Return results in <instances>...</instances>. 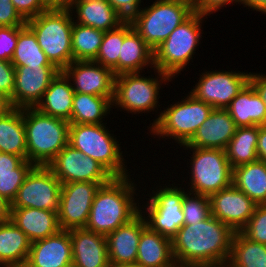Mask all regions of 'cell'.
Listing matches in <instances>:
<instances>
[{
    "instance_id": "cell-1",
    "label": "cell",
    "mask_w": 266,
    "mask_h": 267,
    "mask_svg": "<svg viewBox=\"0 0 266 267\" xmlns=\"http://www.w3.org/2000/svg\"><path fill=\"white\" fill-rule=\"evenodd\" d=\"M235 231L214 216L184 224L172 240L176 263L184 267H225Z\"/></svg>"
},
{
    "instance_id": "cell-2",
    "label": "cell",
    "mask_w": 266,
    "mask_h": 267,
    "mask_svg": "<svg viewBox=\"0 0 266 267\" xmlns=\"http://www.w3.org/2000/svg\"><path fill=\"white\" fill-rule=\"evenodd\" d=\"M130 176L114 177L100 186L92 202L85 229L106 237L140 213L141 203L138 199L143 200L137 193L138 183Z\"/></svg>"
},
{
    "instance_id": "cell-3",
    "label": "cell",
    "mask_w": 266,
    "mask_h": 267,
    "mask_svg": "<svg viewBox=\"0 0 266 267\" xmlns=\"http://www.w3.org/2000/svg\"><path fill=\"white\" fill-rule=\"evenodd\" d=\"M27 160L47 166L68 144L70 122L41 113L36 108H23Z\"/></svg>"
},
{
    "instance_id": "cell-4",
    "label": "cell",
    "mask_w": 266,
    "mask_h": 267,
    "mask_svg": "<svg viewBox=\"0 0 266 267\" xmlns=\"http://www.w3.org/2000/svg\"><path fill=\"white\" fill-rule=\"evenodd\" d=\"M73 22L69 9H47L26 21L50 63L60 71L73 62Z\"/></svg>"
},
{
    "instance_id": "cell-5",
    "label": "cell",
    "mask_w": 266,
    "mask_h": 267,
    "mask_svg": "<svg viewBox=\"0 0 266 267\" xmlns=\"http://www.w3.org/2000/svg\"><path fill=\"white\" fill-rule=\"evenodd\" d=\"M103 124H70L68 144L80 150L103 165L114 177H126L128 172L127 160L121 148V142ZM107 126V127H106ZM120 142V144H119ZM123 154V155H122Z\"/></svg>"
},
{
    "instance_id": "cell-6",
    "label": "cell",
    "mask_w": 266,
    "mask_h": 267,
    "mask_svg": "<svg viewBox=\"0 0 266 267\" xmlns=\"http://www.w3.org/2000/svg\"><path fill=\"white\" fill-rule=\"evenodd\" d=\"M155 77L151 75L145 77L141 72L122 73L116 75L114 86V97L112 101V108H117V111H126L127 113L142 114L156 111L157 117L153 119L152 125L157 121L160 115L159 98L162 84L168 85L173 79L153 68ZM159 111H157V110ZM159 113V115H158Z\"/></svg>"
},
{
    "instance_id": "cell-7",
    "label": "cell",
    "mask_w": 266,
    "mask_h": 267,
    "mask_svg": "<svg viewBox=\"0 0 266 267\" xmlns=\"http://www.w3.org/2000/svg\"><path fill=\"white\" fill-rule=\"evenodd\" d=\"M205 15L194 11L154 50V67L172 79L181 75L205 37L201 30Z\"/></svg>"
},
{
    "instance_id": "cell-8",
    "label": "cell",
    "mask_w": 266,
    "mask_h": 267,
    "mask_svg": "<svg viewBox=\"0 0 266 267\" xmlns=\"http://www.w3.org/2000/svg\"><path fill=\"white\" fill-rule=\"evenodd\" d=\"M160 112L157 121L149 124V133L154 138L172 139L179 146L187 144L198 128L214 109L188 92L179 101L172 102ZM151 125V126H150ZM155 135V136H154ZM167 137V138H166Z\"/></svg>"
},
{
    "instance_id": "cell-9",
    "label": "cell",
    "mask_w": 266,
    "mask_h": 267,
    "mask_svg": "<svg viewBox=\"0 0 266 267\" xmlns=\"http://www.w3.org/2000/svg\"><path fill=\"white\" fill-rule=\"evenodd\" d=\"M129 21L154 51L193 12V0H154Z\"/></svg>"
},
{
    "instance_id": "cell-10",
    "label": "cell",
    "mask_w": 266,
    "mask_h": 267,
    "mask_svg": "<svg viewBox=\"0 0 266 267\" xmlns=\"http://www.w3.org/2000/svg\"><path fill=\"white\" fill-rule=\"evenodd\" d=\"M192 155L187 163L189 175V192L210 196L232 184L233 169L223 149L183 147ZM190 163V164H189ZM188 165H190L188 167ZM190 171V172H189Z\"/></svg>"
},
{
    "instance_id": "cell-11",
    "label": "cell",
    "mask_w": 266,
    "mask_h": 267,
    "mask_svg": "<svg viewBox=\"0 0 266 267\" xmlns=\"http://www.w3.org/2000/svg\"><path fill=\"white\" fill-rule=\"evenodd\" d=\"M160 183L159 181V186L157 185L152 190V194L149 191L150 195H147L150 198L143 197L148 202L144 201V204L142 202L140 214L144 217L146 225L151 230L172 239L184 225L182 203L188 190L185 187L182 188L183 182L182 184H176V182L170 184L168 182V186L166 184L161 186ZM173 184H176V186ZM158 187L159 189H157Z\"/></svg>"
},
{
    "instance_id": "cell-12",
    "label": "cell",
    "mask_w": 266,
    "mask_h": 267,
    "mask_svg": "<svg viewBox=\"0 0 266 267\" xmlns=\"http://www.w3.org/2000/svg\"><path fill=\"white\" fill-rule=\"evenodd\" d=\"M61 182L48 166L35 165L19 188L11 208L59 212Z\"/></svg>"
},
{
    "instance_id": "cell-13",
    "label": "cell",
    "mask_w": 266,
    "mask_h": 267,
    "mask_svg": "<svg viewBox=\"0 0 266 267\" xmlns=\"http://www.w3.org/2000/svg\"><path fill=\"white\" fill-rule=\"evenodd\" d=\"M201 74L189 93L213 108L220 109H226L250 79L248 71L219 69L204 70Z\"/></svg>"
},
{
    "instance_id": "cell-14",
    "label": "cell",
    "mask_w": 266,
    "mask_h": 267,
    "mask_svg": "<svg viewBox=\"0 0 266 267\" xmlns=\"http://www.w3.org/2000/svg\"><path fill=\"white\" fill-rule=\"evenodd\" d=\"M61 184L94 182L101 186L114 176L98 161L67 144L47 165Z\"/></svg>"
},
{
    "instance_id": "cell-15",
    "label": "cell",
    "mask_w": 266,
    "mask_h": 267,
    "mask_svg": "<svg viewBox=\"0 0 266 267\" xmlns=\"http://www.w3.org/2000/svg\"><path fill=\"white\" fill-rule=\"evenodd\" d=\"M99 183L61 184L58 221L61 230L85 228Z\"/></svg>"
},
{
    "instance_id": "cell-16",
    "label": "cell",
    "mask_w": 266,
    "mask_h": 267,
    "mask_svg": "<svg viewBox=\"0 0 266 267\" xmlns=\"http://www.w3.org/2000/svg\"><path fill=\"white\" fill-rule=\"evenodd\" d=\"M63 72L75 92L104 96L113 101L116 75L112 69L95 61H73Z\"/></svg>"
},
{
    "instance_id": "cell-17",
    "label": "cell",
    "mask_w": 266,
    "mask_h": 267,
    "mask_svg": "<svg viewBox=\"0 0 266 267\" xmlns=\"http://www.w3.org/2000/svg\"><path fill=\"white\" fill-rule=\"evenodd\" d=\"M211 215L240 232L257 204L233 184L209 196Z\"/></svg>"
},
{
    "instance_id": "cell-18",
    "label": "cell",
    "mask_w": 266,
    "mask_h": 267,
    "mask_svg": "<svg viewBox=\"0 0 266 267\" xmlns=\"http://www.w3.org/2000/svg\"><path fill=\"white\" fill-rule=\"evenodd\" d=\"M55 66L15 67L13 95L10 98L15 108H35L52 79L59 73Z\"/></svg>"
},
{
    "instance_id": "cell-19",
    "label": "cell",
    "mask_w": 266,
    "mask_h": 267,
    "mask_svg": "<svg viewBox=\"0 0 266 267\" xmlns=\"http://www.w3.org/2000/svg\"><path fill=\"white\" fill-rule=\"evenodd\" d=\"M146 226L144 217L139 213L129 223L106 236L110 265L135 266L140 235Z\"/></svg>"
},
{
    "instance_id": "cell-20",
    "label": "cell",
    "mask_w": 266,
    "mask_h": 267,
    "mask_svg": "<svg viewBox=\"0 0 266 267\" xmlns=\"http://www.w3.org/2000/svg\"><path fill=\"white\" fill-rule=\"evenodd\" d=\"M73 262L70 230L31 243L24 267H66Z\"/></svg>"
},
{
    "instance_id": "cell-21",
    "label": "cell",
    "mask_w": 266,
    "mask_h": 267,
    "mask_svg": "<svg viewBox=\"0 0 266 267\" xmlns=\"http://www.w3.org/2000/svg\"><path fill=\"white\" fill-rule=\"evenodd\" d=\"M237 126L227 109L214 108L193 138L181 147L225 150Z\"/></svg>"
},
{
    "instance_id": "cell-22",
    "label": "cell",
    "mask_w": 266,
    "mask_h": 267,
    "mask_svg": "<svg viewBox=\"0 0 266 267\" xmlns=\"http://www.w3.org/2000/svg\"><path fill=\"white\" fill-rule=\"evenodd\" d=\"M75 267H110L106 237L85 228L70 230Z\"/></svg>"
},
{
    "instance_id": "cell-23",
    "label": "cell",
    "mask_w": 266,
    "mask_h": 267,
    "mask_svg": "<svg viewBox=\"0 0 266 267\" xmlns=\"http://www.w3.org/2000/svg\"><path fill=\"white\" fill-rule=\"evenodd\" d=\"M154 68V51L133 29L129 20L124 21V40L118 61V75L145 72Z\"/></svg>"
},
{
    "instance_id": "cell-24",
    "label": "cell",
    "mask_w": 266,
    "mask_h": 267,
    "mask_svg": "<svg viewBox=\"0 0 266 267\" xmlns=\"http://www.w3.org/2000/svg\"><path fill=\"white\" fill-rule=\"evenodd\" d=\"M10 220L33 243L58 233L61 228L58 213L36 208H11Z\"/></svg>"
},
{
    "instance_id": "cell-25",
    "label": "cell",
    "mask_w": 266,
    "mask_h": 267,
    "mask_svg": "<svg viewBox=\"0 0 266 267\" xmlns=\"http://www.w3.org/2000/svg\"><path fill=\"white\" fill-rule=\"evenodd\" d=\"M69 10L75 23L104 32L117 28L125 21L108 0H76Z\"/></svg>"
},
{
    "instance_id": "cell-26",
    "label": "cell",
    "mask_w": 266,
    "mask_h": 267,
    "mask_svg": "<svg viewBox=\"0 0 266 267\" xmlns=\"http://www.w3.org/2000/svg\"><path fill=\"white\" fill-rule=\"evenodd\" d=\"M74 93L69 78L63 71H59L35 108L43 114L69 122Z\"/></svg>"
},
{
    "instance_id": "cell-27",
    "label": "cell",
    "mask_w": 266,
    "mask_h": 267,
    "mask_svg": "<svg viewBox=\"0 0 266 267\" xmlns=\"http://www.w3.org/2000/svg\"><path fill=\"white\" fill-rule=\"evenodd\" d=\"M175 263L172 240L146 226L140 235L136 267H169Z\"/></svg>"
},
{
    "instance_id": "cell-28",
    "label": "cell",
    "mask_w": 266,
    "mask_h": 267,
    "mask_svg": "<svg viewBox=\"0 0 266 267\" xmlns=\"http://www.w3.org/2000/svg\"><path fill=\"white\" fill-rule=\"evenodd\" d=\"M237 127L266 125V105L248 83L226 108Z\"/></svg>"
},
{
    "instance_id": "cell-29",
    "label": "cell",
    "mask_w": 266,
    "mask_h": 267,
    "mask_svg": "<svg viewBox=\"0 0 266 267\" xmlns=\"http://www.w3.org/2000/svg\"><path fill=\"white\" fill-rule=\"evenodd\" d=\"M31 242L11 220L0 224V267H24Z\"/></svg>"
},
{
    "instance_id": "cell-30",
    "label": "cell",
    "mask_w": 266,
    "mask_h": 267,
    "mask_svg": "<svg viewBox=\"0 0 266 267\" xmlns=\"http://www.w3.org/2000/svg\"><path fill=\"white\" fill-rule=\"evenodd\" d=\"M232 184L257 205L266 204V163L257 160L233 168Z\"/></svg>"
},
{
    "instance_id": "cell-31",
    "label": "cell",
    "mask_w": 266,
    "mask_h": 267,
    "mask_svg": "<svg viewBox=\"0 0 266 267\" xmlns=\"http://www.w3.org/2000/svg\"><path fill=\"white\" fill-rule=\"evenodd\" d=\"M0 152L20 156L27 160L23 109L14 107L0 117Z\"/></svg>"
},
{
    "instance_id": "cell-32",
    "label": "cell",
    "mask_w": 266,
    "mask_h": 267,
    "mask_svg": "<svg viewBox=\"0 0 266 267\" xmlns=\"http://www.w3.org/2000/svg\"><path fill=\"white\" fill-rule=\"evenodd\" d=\"M108 97L74 93L70 124H103L113 110ZM104 118V119H103Z\"/></svg>"
},
{
    "instance_id": "cell-33",
    "label": "cell",
    "mask_w": 266,
    "mask_h": 267,
    "mask_svg": "<svg viewBox=\"0 0 266 267\" xmlns=\"http://www.w3.org/2000/svg\"><path fill=\"white\" fill-rule=\"evenodd\" d=\"M259 126L237 127L225 153L231 168L258 160L257 142Z\"/></svg>"
},
{
    "instance_id": "cell-34",
    "label": "cell",
    "mask_w": 266,
    "mask_h": 267,
    "mask_svg": "<svg viewBox=\"0 0 266 267\" xmlns=\"http://www.w3.org/2000/svg\"><path fill=\"white\" fill-rule=\"evenodd\" d=\"M225 267H266V245L235 232L229 260Z\"/></svg>"
},
{
    "instance_id": "cell-35",
    "label": "cell",
    "mask_w": 266,
    "mask_h": 267,
    "mask_svg": "<svg viewBox=\"0 0 266 267\" xmlns=\"http://www.w3.org/2000/svg\"><path fill=\"white\" fill-rule=\"evenodd\" d=\"M11 63L14 67L54 66L39 46L35 34L25 26L18 34L17 46Z\"/></svg>"
},
{
    "instance_id": "cell-36",
    "label": "cell",
    "mask_w": 266,
    "mask_h": 267,
    "mask_svg": "<svg viewBox=\"0 0 266 267\" xmlns=\"http://www.w3.org/2000/svg\"><path fill=\"white\" fill-rule=\"evenodd\" d=\"M104 31L73 22V61H93L99 52Z\"/></svg>"
},
{
    "instance_id": "cell-37",
    "label": "cell",
    "mask_w": 266,
    "mask_h": 267,
    "mask_svg": "<svg viewBox=\"0 0 266 267\" xmlns=\"http://www.w3.org/2000/svg\"><path fill=\"white\" fill-rule=\"evenodd\" d=\"M124 40V22L117 28L104 32L97 57L93 60L113 70L118 75V61Z\"/></svg>"
},
{
    "instance_id": "cell-38",
    "label": "cell",
    "mask_w": 266,
    "mask_h": 267,
    "mask_svg": "<svg viewBox=\"0 0 266 267\" xmlns=\"http://www.w3.org/2000/svg\"><path fill=\"white\" fill-rule=\"evenodd\" d=\"M184 224L201 222L211 215L209 196L187 191L182 203Z\"/></svg>"
},
{
    "instance_id": "cell-39",
    "label": "cell",
    "mask_w": 266,
    "mask_h": 267,
    "mask_svg": "<svg viewBox=\"0 0 266 267\" xmlns=\"http://www.w3.org/2000/svg\"><path fill=\"white\" fill-rule=\"evenodd\" d=\"M35 165L24 160L14 173L0 174V197L12 203L26 176Z\"/></svg>"
},
{
    "instance_id": "cell-40",
    "label": "cell",
    "mask_w": 266,
    "mask_h": 267,
    "mask_svg": "<svg viewBox=\"0 0 266 267\" xmlns=\"http://www.w3.org/2000/svg\"><path fill=\"white\" fill-rule=\"evenodd\" d=\"M241 232L254 242L266 245V204L257 205Z\"/></svg>"
},
{
    "instance_id": "cell-41",
    "label": "cell",
    "mask_w": 266,
    "mask_h": 267,
    "mask_svg": "<svg viewBox=\"0 0 266 267\" xmlns=\"http://www.w3.org/2000/svg\"><path fill=\"white\" fill-rule=\"evenodd\" d=\"M24 27H0V59L11 61L17 46L18 34Z\"/></svg>"
},
{
    "instance_id": "cell-42",
    "label": "cell",
    "mask_w": 266,
    "mask_h": 267,
    "mask_svg": "<svg viewBox=\"0 0 266 267\" xmlns=\"http://www.w3.org/2000/svg\"><path fill=\"white\" fill-rule=\"evenodd\" d=\"M26 26L11 0H0V27Z\"/></svg>"
},
{
    "instance_id": "cell-43",
    "label": "cell",
    "mask_w": 266,
    "mask_h": 267,
    "mask_svg": "<svg viewBox=\"0 0 266 267\" xmlns=\"http://www.w3.org/2000/svg\"><path fill=\"white\" fill-rule=\"evenodd\" d=\"M11 2L25 21L47 10L43 0H11Z\"/></svg>"
},
{
    "instance_id": "cell-44",
    "label": "cell",
    "mask_w": 266,
    "mask_h": 267,
    "mask_svg": "<svg viewBox=\"0 0 266 267\" xmlns=\"http://www.w3.org/2000/svg\"><path fill=\"white\" fill-rule=\"evenodd\" d=\"M15 67L11 61L0 59V92L9 98L13 95Z\"/></svg>"
},
{
    "instance_id": "cell-45",
    "label": "cell",
    "mask_w": 266,
    "mask_h": 267,
    "mask_svg": "<svg viewBox=\"0 0 266 267\" xmlns=\"http://www.w3.org/2000/svg\"><path fill=\"white\" fill-rule=\"evenodd\" d=\"M241 5V0H193L194 11L201 13L205 16H210L211 14L221 10L226 6L231 5ZM235 3V4H234Z\"/></svg>"
},
{
    "instance_id": "cell-46",
    "label": "cell",
    "mask_w": 266,
    "mask_h": 267,
    "mask_svg": "<svg viewBox=\"0 0 266 267\" xmlns=\"http://www.w3.org/2000/svg\"><path fill=\"white\" fill-rule=\"evenodd\" d=\"M108 2L125 20H130L143 7L141 2L144 4L143 0H108Z\"/></svg>"
},
{
    "instance_id": "cell-47",
    "label": "cell",
    "mask_w": 266,
    "mask_h": 267,
    "mask_svg": "<svg viewBox=\"0 0 266 267\" xmlns=\"http://www.w3.org/2000/svg\"><path fill=\"white\" fill-rule=\"evenodd\" d=\"M24 159L20 156L0 152V174L14 173Z\"/></svg>"
},
{
    "instance_id": "cell-48",
    "label": "cell",
    "mask_w": 266,
    "mask_h": 267,
    "mask_svg": "<svg viewBox=\"0 0 266 267\" xmlns=\"http://www.w3.org/2000/svg\"><path fill=\"white\" fill-rule=\"evenodd\" d=\"M266 73H251L249 83L253 86L257 94L263 100V103L266 105Z\"/></svg>"
},
{
    "instance_id": "cell-49",
    "label": "cell",
    "mask_w": 266,
    "mask_h": 267,
    "mask_svg": "<svg viewBox=\"0 0 266 267\" xmlns=\"http://www.w3.org/2000/svg\"><path fill=\"white\" fill-rule=\"evenodd\" d=\"M257 154L258 160L266 163V125L259 126Z\"/></svg>"
},
{
    "instance_id": "cell-50",
    "label": "cell",
    "mask_w": 266,
    "mask_h": 267,
    "mask_svg": "<svg viewBox=\"0 0 266 267\" xmlns=\"http://www.w3.org/2000/svg\"><path fill=\"white\" fill-rule=\"evenodd\" d=\"M76 0H43L47 9H70Z\"/></svg>"
},
{
    "instance_id": "cell-51",
    "label": "cell",
    "mask_w": 266,
    "mask_h": 267,
    "mask_svg": "<svg viewBox=\"0 0 266 267\" xmlns=\"http://www.w3.org/2000/svg\"><path fill=\"white\" fill-rule=\"evenodd\" d=\"M243 7L266 15V0H241ZM248 6V7H247Z\"/></svg>"
},
{
    "instance_id": "cell-52",
    "label": "cell",
    "mask_w": 266,
    "mask_h": 267,
    "mask_svg": "<svg viewBox=\"0 0 266 267\" xmlns=\"http://www.w3.org/2000/svg\"><path fill=\"white\" fill-rule=\"evenodd\" d=\"M11 203L0 197V224L10 221Z\"/></svg>"
},
{
    "instance_id": "cell-53",
    "label": "cell",
    "mask_w": 266,
    "mask_h": 267,
    "mask_svg": "<svg viewBox=\"0 0 266 267\" xmlns=\"http://www.w3.org/2000/svg\"><path fill=\"white\" fill-rule=\"evenodd\" d=\"M14 107L11 104L10 98L0 92V117L8 113Z\"/></svg>"
},
{
    "instance_id": "cell-54",
    "label": "cell",
    "mask_w": 266,
    "mask_h": 267,
    "mask_svg": "<svg viewBox=\"0 0 266 267\" xmlns=\"http://www.w3.org/2000/svg\"><path fill=\"white\" fill-rule=\"evenodd\" d=\"M169 267H184V266L175 262L173 265H170Z\"/></svg>"
},
{
    "instance_id": "cell-55",
    "label": "cell",
    "mask_w": 266,
    "mask_h": 267,
    "mask_svg": "<svg viewBox=\"0 0 266 267\" xmlns=\"http://www.w3.org/2000/svg\"><path fill=\"white\" fill-rule=\"evenodd\" d=\"M110 267H136V266H116V265H110Z\"/></svg>"
},
{
    "instance_id": "cell-56",
    "label": "cell",
    "mask_w": 266,
    "mask_h": 267,
    "mask_svg": "<svg viewBox=\"0 0 266 267\" xmlns=\"http://www.w3.org/2000/svg\"><path fill=\"white\" fill-rule=\"evenodd\" d=\"M66 267H75L73 264H70V265H68V266H66Z\"/></svg>"
}]
</instances>
